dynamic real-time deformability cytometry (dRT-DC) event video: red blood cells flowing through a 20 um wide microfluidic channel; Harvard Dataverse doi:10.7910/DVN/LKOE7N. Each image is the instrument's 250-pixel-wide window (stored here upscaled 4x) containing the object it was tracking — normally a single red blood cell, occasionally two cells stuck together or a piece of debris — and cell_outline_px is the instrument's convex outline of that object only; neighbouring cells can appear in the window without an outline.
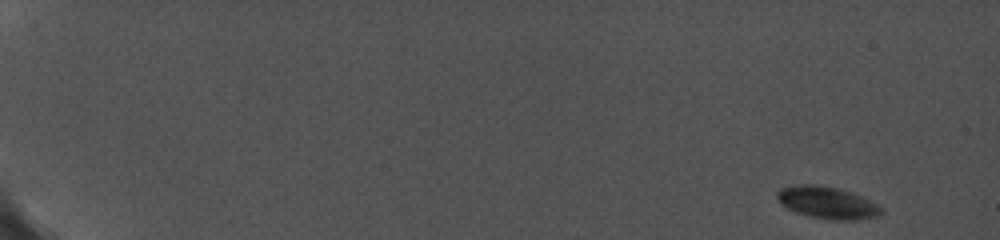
{"species": "common noctule bat (a hibernating species)", "species_latin": "Nyctalus noctula", "temperature_condition": "cold", "stored_images_in_passage": 6, "camera_frame_rate_fps": 5000, "um_per_image_px": 0.085, "animal": {"sex": "female", "body_mass_g": 19.0, "forearm_length_mm": 56.7}, "frame": {"image": 1, "passage_image": 1, "time_ms": 0.0, "image_size_px": [1000, 240], "cell_outline_px": [[884, 212], [880, 216], [856, 220], [832, 220], [808, 216], [796, 212], [788, 208], [776, 196], [776, 192], [780, 188], [800, 184], [816, 184], [836, 188], [860, 196], [884, 208]], "centroid_in_image_um": [70.34, 17.24], "position_along_channel_um": 14.7, "area_um2": 19.31}}